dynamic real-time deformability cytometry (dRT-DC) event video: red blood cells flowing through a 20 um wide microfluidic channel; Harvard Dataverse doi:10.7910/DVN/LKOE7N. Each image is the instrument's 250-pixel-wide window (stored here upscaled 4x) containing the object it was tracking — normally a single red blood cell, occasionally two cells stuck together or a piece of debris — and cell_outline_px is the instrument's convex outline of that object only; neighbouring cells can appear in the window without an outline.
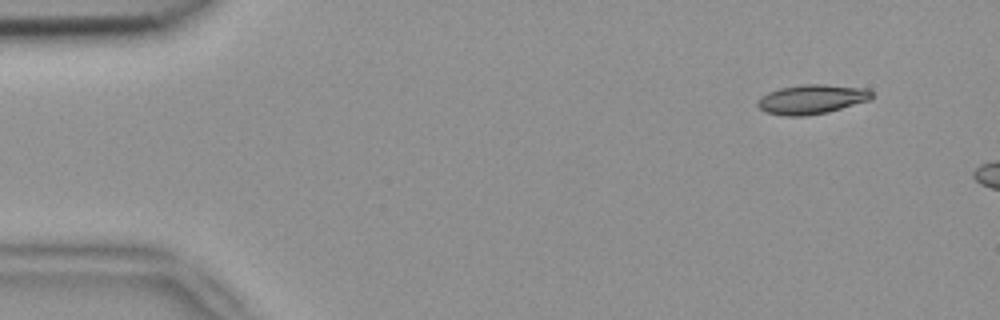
{"species": "common noctule bat (a hibernating species)", "species_latin": "Nyctalus noctula", "temperature_condition": "room temperature", "stored_images_in_passage": 3, "camera_frame_rate_fps": 3000, "um_per_image_px": 0.085, "animal": {"sex": "female", "body_mass_g": 18.4}, "frame": {"image": 1, "passage_image": 1, "time_ms": 0.0, "image_size_px": [1000, 320], "cell_outline_px": [[872, 96], [868, 100], [828, 112], [808, 116], [784, 116], [764, 112], [756, 104], [756, 100], [760, 96], [768, 92], [780, 88], [804, 84], [824, 84], [868, 88], [872, 92]], "centroid_in_image_um": [68.95, 8.44], "position_along_channel_um": 16.1, "area_um2": 19.71}}